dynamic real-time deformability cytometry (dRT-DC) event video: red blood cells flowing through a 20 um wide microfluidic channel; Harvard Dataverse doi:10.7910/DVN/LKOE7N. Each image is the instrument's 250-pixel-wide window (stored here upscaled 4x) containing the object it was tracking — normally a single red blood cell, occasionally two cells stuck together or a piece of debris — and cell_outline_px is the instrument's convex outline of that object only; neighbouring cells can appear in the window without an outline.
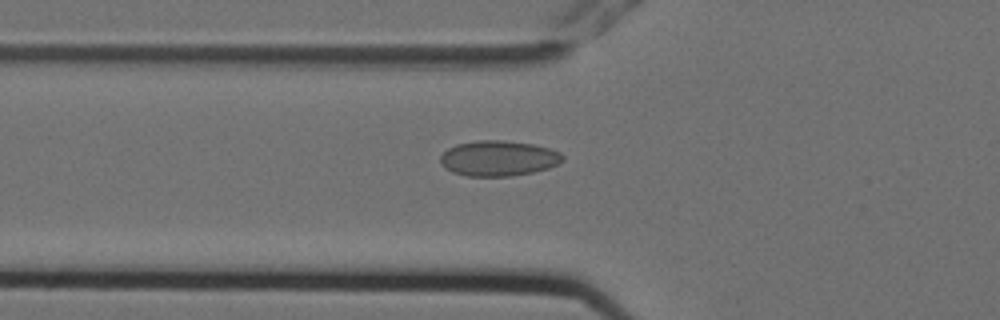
{"species": "Egyptian fruit bat (a non-hibernating species)", "species_latin": "Rousettus aegyptiacus", "temperature_condition": "cold", "stored_images_in_passage": 6, "camera_frame_rate_fps": 3000, "um_per_image_px": 0.085, "animal": {"sex": "female"}, "frame": {"image": 1, "passage_image": 6, "time_ms": 1.667, "image_size_px": [1000, 320], "cell_outline_px": [[564, 160], [548, 168], [532, 172], [512, 176], [468, 176], [452, 172], [444, 168], [440, 160], [440, 156], [448, 148], [456, 144], [476, 140], [500, 140], [532, 144], [548, 148], [560, 152], [564, 156]], "centroid_in_image_um": [42.35, 13.45], "position_along_channel_um": 83.5, "area_um2": 25.2}}